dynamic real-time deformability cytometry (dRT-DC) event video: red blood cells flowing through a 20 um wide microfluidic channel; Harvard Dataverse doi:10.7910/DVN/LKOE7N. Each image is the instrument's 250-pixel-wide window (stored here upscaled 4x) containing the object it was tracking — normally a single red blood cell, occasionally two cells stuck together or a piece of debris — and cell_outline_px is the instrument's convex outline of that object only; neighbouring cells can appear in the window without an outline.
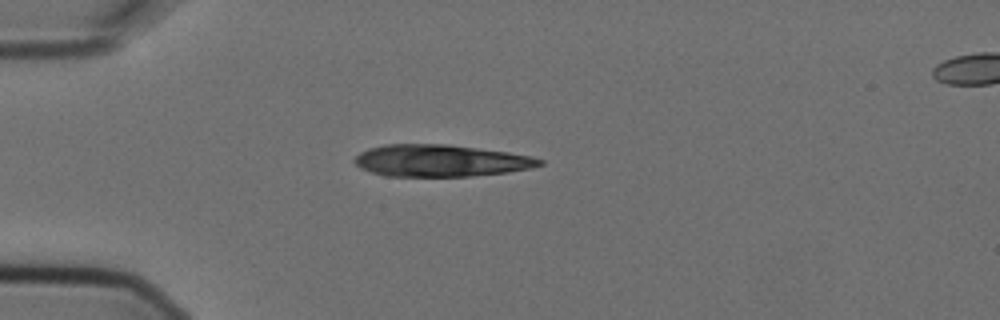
{"species": "Egyptian fruit bat (a non-hibernating species)", "species_latin": "Rousettus aegyptiacus", "temperature_condition": "cold", "stored_images_in_passage": 4, "segment_of_instrument_passage": [1, 2], "camera_frame_rate_fps": 3000, "um_per_image_px": 0.085, "animal": {"sex": "female"}, "frame": {"image": 1, "passage_image": 3, "time_ms": 0.667, "image_size_px": [1000, 320], "cell_outline_px": [[544, 164], [532, 168], [508, 172], [472, 176], [384, 176], [360, 168], [352, 160], [360, 152], [368, 148], [384, 144], [448, 144], [508, 152], [532, 156], [544, 160]], "centroid_in_image_um": [37.46, 13.65], "position_along_channel_um": 47.5, "area_um2": 34.62}}